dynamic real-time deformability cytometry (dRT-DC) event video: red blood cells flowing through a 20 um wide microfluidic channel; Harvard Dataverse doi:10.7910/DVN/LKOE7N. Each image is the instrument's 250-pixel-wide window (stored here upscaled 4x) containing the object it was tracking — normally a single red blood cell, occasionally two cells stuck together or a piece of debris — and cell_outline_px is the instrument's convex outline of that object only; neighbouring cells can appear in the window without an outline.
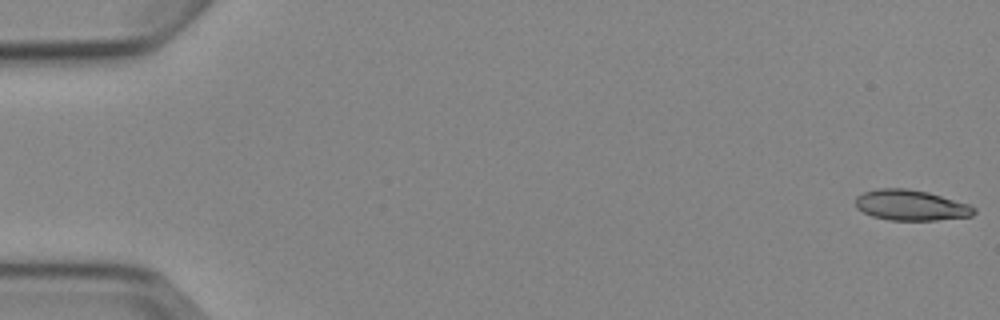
{"species": "Egyptian fruit bat (a non-hibernating species)", "species_latin": "Rousettus aegyptiacus", "temperature_condition": "cold", "stored_images_in_passage": 9, "camera_frame_rate_fps": 3000, "um_per_image_px": 0.085, "animal": {"sex": "female"}, "frame": {"image": 1, "passage_image": 1, "time_ms": 0.0, "image_size_px": [1000, 320], "cell_outline_px": [[976, 212], [972, 216], [936, 220], [888, 220], [872, 216], [856, 208], [856, 196], [864, 192], [876, 188], [904, 188], [928, 192], [968, 204], [976, 208]], "centroid_in_image_um": [77.41, 17.44], "position_along_channel_um": 7.6, "area_um2": 21.1}}
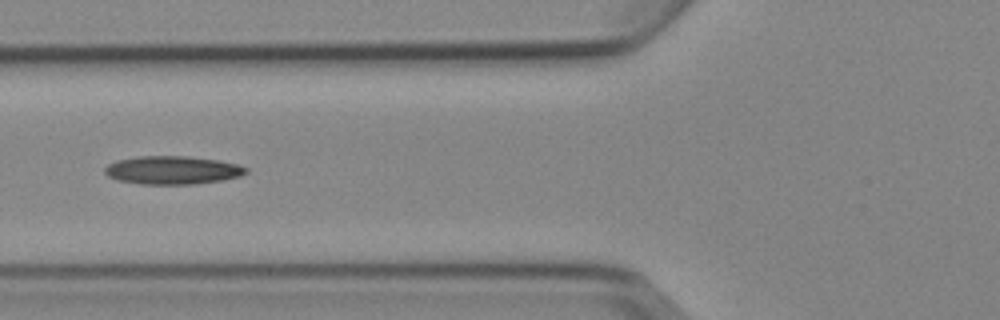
{"frame": {"image": 2, "passage_image": 6, "time_ms": 6.667, "image_size_px": [1000, 320], "cell_outline_px": [[248, 172], [240, 176], [224, 180], [196, 184], [140, 184], [116, 180], [108, 176], [104, 172], [104, 168], [108, 164], [116, 160], [140, 156], [188, 156], [216, 160], [236, 164], [248, 168]], "centroid_in_image_um": [14.64, 14.47], "position_along_channel_um": 111.2, "area_um2": 23.35}}
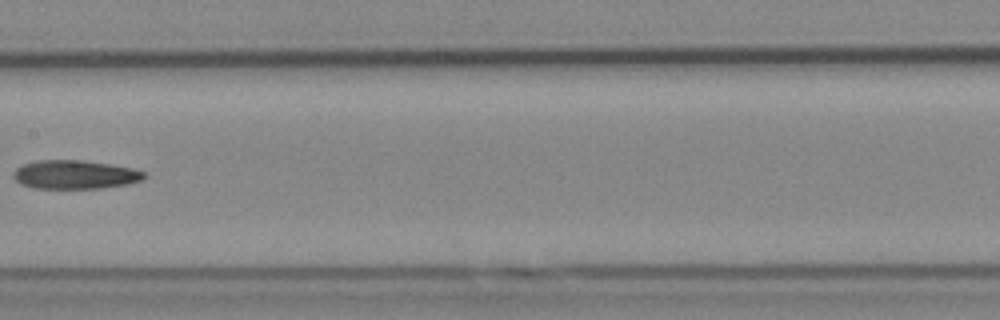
{"frame": {"image": 3, "passage_image": 8, "time_ms": 9.0, "image_size_px": [1000, 320], "cell_outline_px": [[148, 176], [140, 180], [128, 184], [100, 188], [32, 188], [20, 184], [12, 176], [12, 172], [16, 168], [24, 164], [36, 160], [80, 160], [108, 164], [132, 168], [148, 172]], "centroid_in_image_um": [6.36, 14.84], "position_along_channel_um": 201.0, "area_um2": 21.96}}